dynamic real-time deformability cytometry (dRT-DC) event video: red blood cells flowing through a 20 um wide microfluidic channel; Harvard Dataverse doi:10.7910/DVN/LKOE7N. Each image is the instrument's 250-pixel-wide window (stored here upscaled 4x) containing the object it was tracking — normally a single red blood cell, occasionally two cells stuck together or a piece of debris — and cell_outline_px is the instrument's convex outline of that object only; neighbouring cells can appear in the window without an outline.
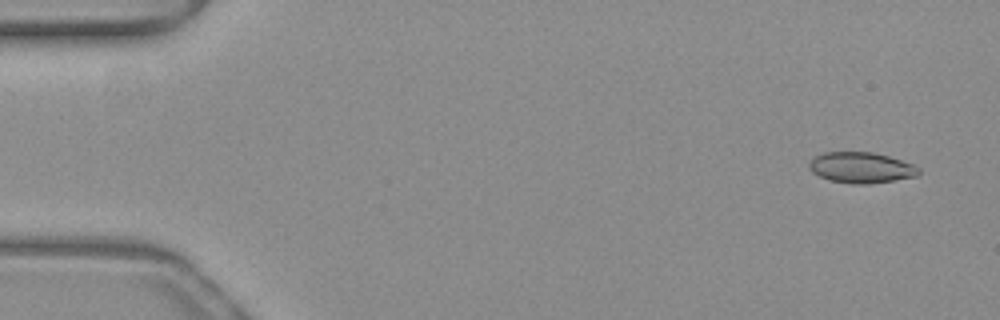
{"species": "common noctule bat (a hibernating species)", "species_latin": "Nyctalus noctula", "temperature_condition": "warm", "stored_images_in_passage": 52, "camera_frame_rate_fps": 3000, "um_per_image_px": 0.085, "animal": {"sex": "female", "body_mass_g": 19.3, "forearm_length_mm": 54.1}, "frame": {"image": 1, "passage_image": 3, "time_ms": 0.667, "image_size_px": [1000, 320], "cell_outline_px": [[920, 176], [868, 184], [852, 184], [828, 180], [812, 172], [808, 168], [808, 164], [816, 156], [824, 152], [872, 152], [888, 156], [912, 164], [920, 168]], "centroid_in_image_um": [73.21, 14.26], "position_along_channel_um": 11.8, "area_um2": 19.71}}
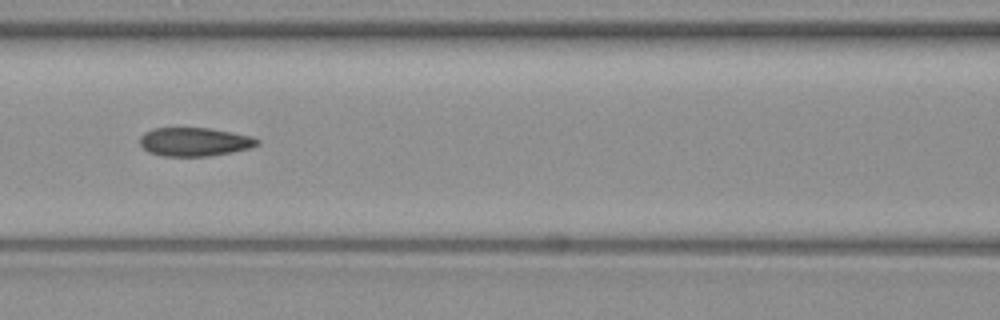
{"frame": {"image": 2, "passage_image": 23, "time_ms": 7.333, "image_size_px": [1000, 320], "cell_outline_px": [[260, 144], [252, 148], [212, 156], [160, 156], [148, 152], [140, 144], [140, 136], [144, 132], [152, 128], [208, 128], [252, 136], [260, 140]], "centroid_in_image_um": [16.54, 12.06], "position_along_channel_um": 150.1, "area_um2": 19.77}}
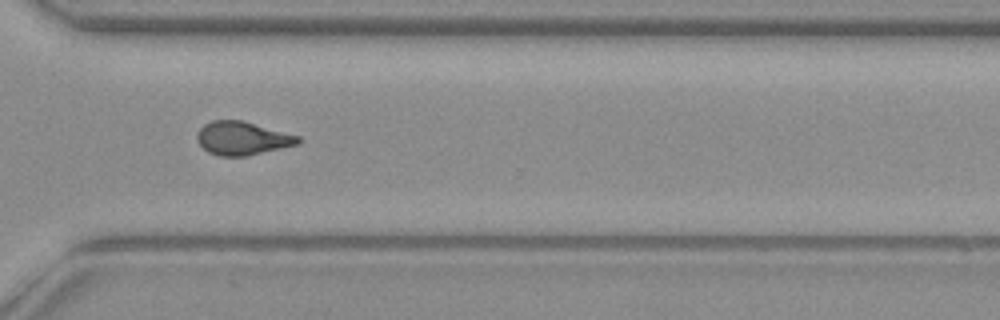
{"frame": {"image": 3, "passage_image": 38, "time_ms": 12.333, "image_size_px": [1000, 320], "cell_outline_px": [[300, 144], [244, 156], [220, 156], [208, 152], [196, 140], [196, 132], [204, 124], [212, 120], [240, 120], [300, 136]], "centroid_in_image_um": [20.57, 11.75], "position_along_channel_um": 350.0, "area_um2": 19.54}, "authors_computed_cell_mechanics": {"area_um2": 19.8254, "velocity_mm_per_s": 4.0066, "shape_relaxation_time_tau1_ms": null, "shape_relaxation_time_tau2_ms": 1.6296, "deformation_change_tau1": null, "deformation_change_tau2": 0.0728}}